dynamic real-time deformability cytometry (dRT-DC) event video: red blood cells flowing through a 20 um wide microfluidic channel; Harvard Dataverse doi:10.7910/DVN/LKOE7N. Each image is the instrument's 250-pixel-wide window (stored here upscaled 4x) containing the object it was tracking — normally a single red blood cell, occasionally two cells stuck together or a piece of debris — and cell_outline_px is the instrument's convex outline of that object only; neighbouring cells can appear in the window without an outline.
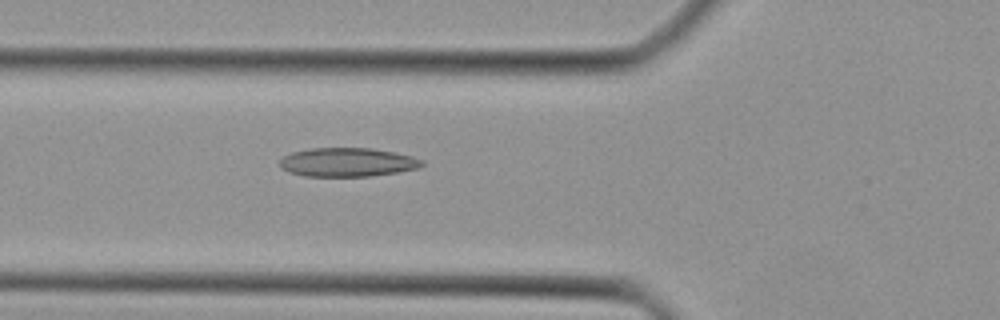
{"species": "Egyptian fruit bat (a non-hibernating species)", "species_latin": "Rousettus aegyptiacus", "temperature_condition": "cold", "stored_images_in_passage": 31, "camera_frame_rate_fps": 3000, "um_per_image_px": 0.085, "animal": {"sex": "female"}, "frame": {"image": 1, "passage_image": 8, "time_ms": 2.333, "image_size_px": [1000, 320], "cell_outline_px": [[424, 164], [420, 168], [400, 172], [368, 176], [304, 176], [288, 172], [280, 168], [280, 160], [284, 156], [292, 152], [308, 148], [372, 148], [412, 156], [424, 160]], "centroid_in_image_um": [29.54, 13.79], "position_along_channel_um": 96.3, "area_um2": 24.04}}
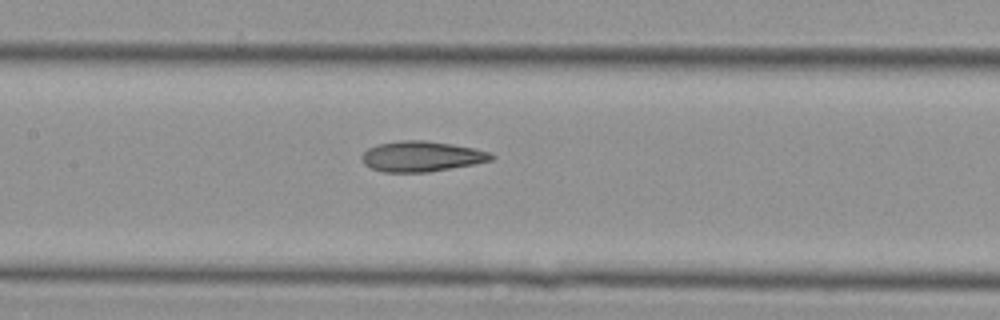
{"frame": {"image": 2, "passage_image": 13, "time_ms": 4.0, "image_size_px": [1000, 320], "cell_outline_px": [[496, 156], [492, 160], [472, 164], [428, 172], [384, 172], [372, 168], [364, 164], [360, 156], [368, 148], [380, 144], [400, 140], [424, 140], [452, 144], [492, 152]], "centroid_in_image_um": [35.83, 13.29], "position_along_channel_um": 171.6, "area_um2": 22.83}}
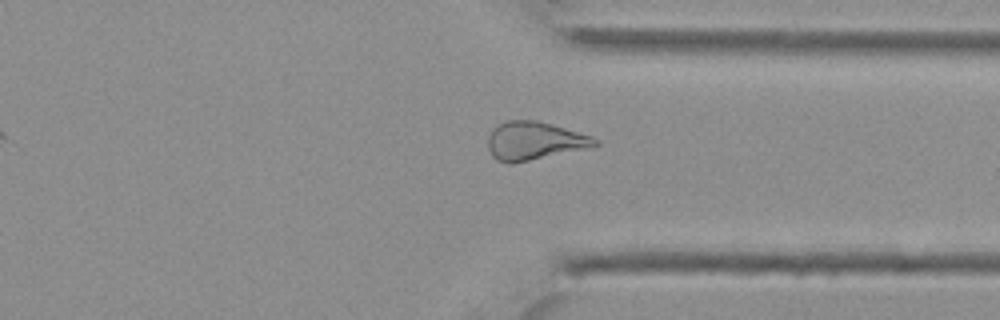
{"frame": {"image": 3, "passage_image": 26, "time_ms": 8.333, "image_size_px": [1000, 320], "cell_outline_px": [[600, 144], [512, 164], [508, 164], [496, 160], [492, 156], [488, 148], [488, 136], [500, 124], [508, 120], [536, 120], [592, 136], [600, 140]], "centroid_in_image_um": [45.38, 11.98], "position_along_channel_um": 366.0, "area_um2": 23.29}}